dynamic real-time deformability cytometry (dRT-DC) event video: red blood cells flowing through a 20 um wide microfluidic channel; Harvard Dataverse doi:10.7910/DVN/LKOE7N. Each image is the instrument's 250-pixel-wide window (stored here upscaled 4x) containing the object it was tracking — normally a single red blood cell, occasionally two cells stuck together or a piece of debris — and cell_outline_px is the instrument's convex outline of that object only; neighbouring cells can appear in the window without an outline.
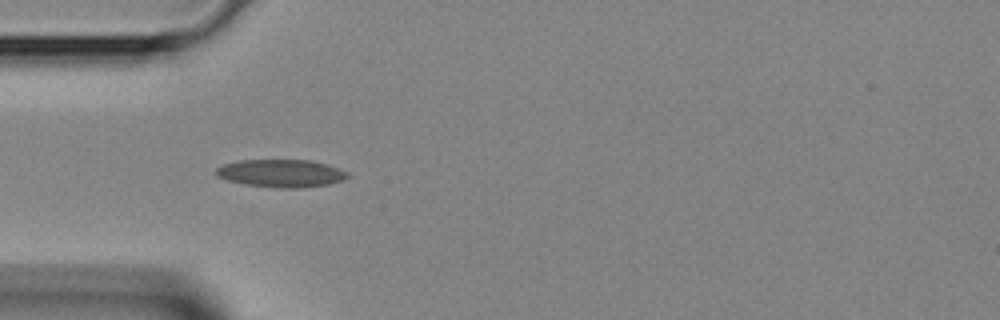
{"species": "Egyptian fruit bat (a non-hibernating species)", "species_latin": "Rousettus aegyptiacus", "temperature_condition": "room temperature", "stored_images_in_passage": 4, "camera_frame_rate_fps": 3000, "um_per_image_px": 0.085, "animal": {"sex": "female"}, "frame": {"image": 1, "passage_image": 4, "time_ms": 1.0, "image_size_px": [1000, 320], "cell_outline_px": [[352, 176], [344, 180], [328, 184], [300, 188], [276, 188], [244, 184], [228, 180], [216, 176], [216, 168], [224, 164], [240, 160], [308, 160], [328, 164], [348, 172]], "centroid_in_image_um": [23.93, 14.73], "position_along_channel_um": 61.1, "area_um2": 21.39}}